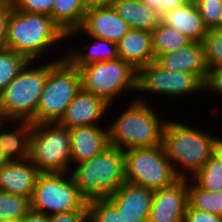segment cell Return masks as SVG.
Wrapping results in <instances>:
<instances>
[{"instance_id":"obj_1","label":"cell","mask_w":222,"mask_h":222,"mask_svg":"<svg viewBox=\"0 0 222 222\" xmlns=\"http://www.w3.org/2000/svg\"><path fill=\"white\" fill-rule=\"evenodd\" d=\"M189 126L191 125L168 119L163 132L166 156L181 179H188V175L192 178L212 157L218 136L215 137L200 127Z\"/></svg>"},{"instance_id":"obj_2","label":"cell","mask_w":222,"mask_h":222,"mask_svg":"<svg viewBox=\"0 0 222 222\" xmlns=\"http://www.w3.org/2000/svg\"><path fill=\"white\" fill-rule=\"evenodd\" d=\"M131 99L125 111L107 125L110 145L121 150L163 145V132L167 120L158 116L144 98ZM150 104V105H148Z\"/></svg>"},{"instance_id":"obj_3","label":"cell","mask_w":222,"mask_h":222,"mask_svg":"<svg viewBox=\"0 0 222 222\" xmlns=\"http://www.w3.org/2000/svg\"><path fill=\"white\" fill-rule=\"evenodd\" d=\"M66 39V34L51 16L12 9L7 48L23 55L28 61L40 60L42 55H48L50 48Z\"/></svg>"},{"instance_id":"obj_4","label":"cell","mask_w":222,"mask_h":222,"mask_svg":"<svg viewBox=\"0 0 222 222\" xmlns=\"http://www.w3.org/2000/svg\"><path fill=\"white\" fill-rule=\"evenodd\" d=\"M73 167L70 175L88 201L107 198L125 182L124 152L113 145Z\"/></svg>"},{"instance_id":"obj_5","label":"cell","mask_w":222,"mask_h":222,"mask_svg":"<svg viewBox=\"0 0 222 222\" xmlns=\"http://www.w3.org/2000/svg\"><path fill=\"white\" fill-rule=\"evenodd\" d=\"M45 63L32 68L34 61H28L0 93V120L34 123L48 75V62Z\"/></svg>"},{"instance_id":"obj_6","label":"cell","mask_w":222,"mask_h":222,"mask_svg":"<svg viewBox=\"0 0 222 222\" xmlns=\"http://www.w3.org/2000/svg\"><path fill=\"white\" fill-rule=\"evenodd\" d=\"M81 88L80 71L65 58V54L50 60L33 124L59 122Z\"/></svg>"},{"instance_id":"obj_7","label":"cell","mask_w":222,"mask_h":222,"mask_svg":"<svg viewBox=\"0 0 222 222\" xmlns=\"http://www.w3.org/2000/svg\"><path fill=\"white\" fill-rule=\"evenodd\" d=\"M78 69L82 89L102 98L111 107L123 92H137L138 70L119 57Z\"/></svg>"},{"instance_id":"obj_8","label":"cell","mask_w":222,"mask_h":222,"mask_svg":"<svg viewBox=\"0 0 222 222\" xmlns=\"http://www.w3.org/2000/svg\"><path fill=\"white\" fill-rule=\"evenodd\" d=\"M29 159L39 172H69L72 169L69 129L58 122L32 124Z\"/></svg>"},{"instance_id":"obj_9","label":"cell","mask_w":222,"mask_h":222,"mask_svg":"<svg viewBox=\"0 0 222 222\" xmlns=\"http://www.w3.org/2000/svg\"><path fill=\"white\" fill-rule=\"evenodd\" d=\"M30 202L32 210L49 216L87 210L88 200L81 194L70 172H40Z\"/></svg>"},{"instance_id":"obj_10","label":"cell","mask_w":222,"mask_h":222,"mask_svg":"<svg viewBox=\"0 0 222 222\" xmlns=\"http://www.w3.org/2000/svg\"><path fill=\"white\" fill-rule=\"evenodd\" d=\"M123 152L124 178L127 182L157 190L169 187L180 179L163 145L130 148Z\"/></svg>"},{"instance_id":"obj_11","label":"cell","mask_w":222,"mask_h":222,"mask_svg":"<svg viewBox=\"0 0 222 222\" xmlns=\"http://www.w3.org/2000/svg\"><path fill=\"white\" fill-rule=\"evenodd\" d=\"M204 92V82L194 74L165 70L154 61L138 70L137 92L182 98ZM151 93V94H150Z\"/></svg>"},{"instance_id":"obj_12","label":"cell","mask_w":222,"mask_h":222,"mask_svg":"<svg viewBox=\"0 0 222 222\" xmlns=\"http://www.w3.org/2000/svg\"><path fill=\"white\" fill-rule=\"evenodd\" d=\"M129 30L128 24L113 7H96L88 9L80 27L68 32L66 37L77 38L85 34L86 37L104 38L117 43Z\"/></svg>"},{"instance_id":"obj_13","label":"cell","mask_w":222,"mask_h":222,"mask_svg":"<svg viewBox=\"0 0 222 222\" xmlns=\"http://www.w3.org/2000/svg\"><path fill=\"white\" fill-rule=\"evenodd\" d=\"M154 190L125 181L107 199L121 214L122 222H148Z\"/></svg>"},{"instance_id":"obj_14","label":"cell","mask_w":222,"mask_h":222,"mask_svg":"<svg viewBox=\"0 0 222 222\" xmlns=\"http://www.w3.org/2000/svg\"><path fill=\"white\" fill-rule=\"evenodd\" d=\"M188 205L187 179L154 190L148 222H184Z\"/></svg>"},{"instance_id":"obj_15","label":"cell","mask_w":222,"mask_h":222,"mask_svg":"<svg viewBox=\"0 0 222 222\" xmlns=\"http://www.w3.org/2000/svg\"><path fill=\"white\" fill-rule=\"evenodd\" d=\"M109 107L110 105L102 98L81 88L58 123L68 129L79 126L100 125V122H104L101 118L106 117V112L111 111Z\"/></svg>"},{"instance_id":"obj_16","label":"cell","mask_w":222,"mask_h":222,"mask_svg":"<svg viewBox=\"0 0 222 222\" xmlns=\"http://www.w3.org/2000/svg\"><path fill=\"white\" fill-rule=\"evenodd\" d=\"M154 62L165 70L197 75L205 82L208 67L205 62L203 42L192 41L175 51L158 55Z\"/></svg>"},{"instance_id":"obj_17","label":"cell","mask_w":222,"mask_h":222,"mask_svg":"<svg viewBox=\"0 0 222 222\" xmlns=\"http://www.w3.org/2000/svg\"><path fill=\"white\" fill-rule=\"evenodd\" d=\"M103 126L101 124L69 128L72 167L93 158L110 146L108 128Z\"/></svg>"},{"instance_id":"obj_18","label":"cell","mask_w":222,"mask_h":222,"mask_svg":"<svg viewBox=\"0 0 222 222\" xmlns=\"http://www.w3.org/2000/svg\"><path fill=\"white\" fill-rule=\"evenodd\" d=\"M39 173L29 158L10 161L0 167V191L31 199Z\"/></svg>"},{"instance_id":"obj_19","label":"cell","mask_w":222,"mask_h":222,"mask_svg":"<svg viewBox=\"0 0 222 222\" xmlns=\"http://www.w3.org/2000/svg\"><path fill=\"white\" fill-rule=\"evenodd\" d=\"M118 57L139 70L155 60L152 33L147 30L130 29L117 42Z\"/></svg>"},{"instance_id":"obj_20","label":"cell","mask_w":222,"mask_h":222,"mask_svg":"<svg viewBox=\"0 0 222 222\" xmlns=\"http://www.w3.org/2000/svg\"><path fill=\"white\" fill-rule=\"evenodd\" d=\"M161 22L186 35L191 41L202 42L208 32L195 3H185L166 11L161 15Z\"/></svg>"},{"instance_id":"obj_21","label":"cell","mask_w":222,"mask_h":222,"mask_svg":"<svg viewBox=\"0 0 222 222\" xmlns=\"http://www.w3.org/2000/svg\"><path fill=\"white\" fill-rule=\"evenodd\" d=\"M10 122L14 125L11 132L8 129L1 130L5 129L8 126L6 124ZM31 129L30 121L0 120V148L10 161H23L29 158Z\"/></svg>"},{"instance_id":"obj_22","label":"cell","mask_w":222,"mask_h":222,"mask_svg":"<svg viewBox=\"0 0 222 222\" xmlns=\"http://www.w3.org/2000/svg\"><path fill=\"white\" fill-rule=\"evenodd\" d=\"M113 8L130 29L151 32L161 21V16L155 10L148 8L139 0H117Z\"/></svg>"},{"instance_id":"obj_23","label":"cell","mask_w":222,"mask_h":222,"mask_svg":"<svg viewBox=\"0 0 222 222\" xmlns=\"http://www.w3.org/2000/svg\"><path fill=\"white\" fill-rule=\"evenodd\" d=\"M91 38L93 39L91 41L93 44L84 46V49H88L87 51L77 50L76 46V50L70 47L71 51L65 53V58L73 66L79 68L84 65L118 58L117 43L104 38Z\"/></svg>"},{"instance_id":"obj_24","label":"cell","mask_w":222,"mask_h":222,"mask_svg":"<svg viewBox=\"0 0 222 222\" xmlns=\"http://www.w3.org/2000/svg\"><path fill=\"white\" fill-rule=\"evenodd\" d=\"M87 10V0H54L52 19L67 34L80 27Z\"/></svg>"},{"instance_id":"obj_25","label":"cell","mask_w":222,"mask_h":222,"mask_svg":"<svg viewBox=\"0 0 222 222\" xmlns=\"http://www.w3.org/2000/svg\"><path fill=\"white\" fill-rule=\"evenodd\" d=\"M151 33L155 58L161 54L175 52L192 42L186 35L161 21Z\"/></svg>"},{"instance_id":"obj_26","label":"cell","mask_w":222,"mask_h":222,"mask_svg":"<svg viewBox=\"0 0 222 222\" xmlns=\"http://www.w3.org/2000/svg\"><path fill=\"white\" fill-rule=\"evenodd\" d=\"M189 180L191 182H188ZM187 191L188 204L192 208L222 216V190L215 193L206 191L201 188L192 178H188Z\"/></svg>"},{"instance_id":"obj_27","label":"cell","mask_w":222,"mask_h":222,"mask_svg":"<svg viewBox=\"0 0 222 222\" xmlns=\"http://www.w3.org/2000/svg\"><path fill=\"white\" fill-rule=\"evenodd\" d=\"M30 210V198L0 191V221H20Z\"/></svg>"},{"instance_id":"obj_28","label":"cell","mask_w":222,"mask_h":222,"mask_svg":"<svg viewBox=\"0 0 222 222\" xmlns=\"http://www.w3.org/2000/svg\"><path fill=\"white\" fill-rule=\"evenodd\" d=\"M28 60L19 53L5 48L0 50V93L18 75Z\"/></svg>"},{"instance_id":"obj_29","label":"cell","mask_w":222,"mask_h":222,"mask_svg":"<svg viewBox=\"0 0 222 222\" xmlns=\"http://www.w3.org/2000/svg\"><path fill=\"white\" fill-rule=\"evenodd\" d=\"M192 179L204 190L218 192L222 190V166L212 156Z\"/></svg>"},{"instance_id":"obj_30","label":"cell","mask_w":222,"mask_h":222,"mask_svg":"<svg viewBox=\"0 0 222 222\" xmlns=\"http://www.w3.org/2000/svg\"><path fill=\"white\" fill-rule=\"evenodd\" d=\"M87 222H122L121 214L107 198L87 202Z\"/></svg>"},{"instance_id":"obj_31","label":"cell","mask_w":222,"mask_h":222,"mask_svg":"<svg viewBox=\"0 0 222 222\" xmlns=\"http://www.w3.org/2000/svg\"><path fill=\"white\" fill-rule=\"evenodd\" d=\"M208 69L222 66V29H210L203 39Z\"/></svg>"},{"instance_id":"obj_32","label":"cell","mask_w":222,"mask_h":222,"mask_svg":"<svg viewBox=\"0 0 222 222\" xmlns=\"http://www.w3.org/2000/svg\"><path fill=\"white\" fill-rule=\"evenodd\" d=\"M195 4L208 30L219 29L222 0H197Z\"/></svg>"},{"instance_id":"obj_33","label":"cell","mask_w":222,"mask_h":222,"mask_svg":"<svg viewBox=\"0 0 222 222\" xmlns=\"http://www.w3.org/2000/svg\"><path fill=\"white\" fill-rule=\"evenodd\" d=\"M54 0H10L13 9L52 17Z\"/></svg>"},{"instance_id":"obj_34","label":"cell","mask_w":222,"mask_h":222,"mask_svg":"<svg viewBox=\"0 0 222 222\" xmlns=\"http://www.w3.org/2000/svg\"><path fill=\"white\" fill-rule=\"evenodd\" d=\"M12 9L10 1L0 0V50L7 48L8 23Z\"/></svg>"},{"instance_id":"obj_35","label":"cell","mask_w":222,"mask_h":222,"mask_svg":"<svg viewBox=\"0 0 222 222\" xmlns=\"http://www.w3.org/2000/svg\"><path fill=\"white\" fill-rule=\"evenodd\" d=\"M207 91L222 97V66L212 67L208 70L204 82V93Z\"/></svg>"},{"instance_id":"obj_36","label":"cell","mask_w":222,"mask_h":222,"mask_svg":"<svg viewBox=\"0 0 222 222\" xmlns=\"http://www.w3.org/2000/svg\"><path fill=\"white\" fill-rule=\"evenodd\" d=\"M184 222H222V216L192 208L188 204Z\"/></svg>"},{"instance_id":"obj_37","label":"cell","mask_w":222,"mask_h":222,"mask_svg":"<svg viewBox=\"0 0 222 222\" xmlns=\"http://www.w3.org/2000/svg\"><path fill=\"white\" fill-rule=\"evenodd\" d=\"M148 8L155 10L160 16L166 11L181 7L185 3V0H139Z\"/></svg>"},{"instance_id":"obj_38","label":"cell","mask_w":222,"mask_h":222,"mask_svg":"<svg viewBox=\"0 0 222 222\" xmlns=\"http://www.w3.org/2000/svg\"><path fill=\"white\" fill-rule=\"evenodd\" d=\"M48 222H87V210L55 213L48 216Z\"/></svg>"},{"instance_id":"obj_39","label":"cell","mask_w":222,"mask_h":222,"mask_svg":"<svg viewBox=\"0 0 222 222\" xmlns=\"http://www.w3.org/2000/svg\"><path fill=\"white\" fill-rule=\"evenodd\" d=\"M20 222H48V216L31 209Z\"/></svg>"},{"instance_id":"obj_40","label":"cell","mask_w":222,"mask_h":222,"mask_svg":"<svg viewBox=\"0 0 222 222\" xmlns=\"http://www.w3.org/2000/svg\"><path fill=\"white\" fill-rule=\"evenodd\" d=\"M117 0H87L88 9L96 7H113Z\"/></svg>"},{"instance_id":"obj_41","label":"cell","mask_w":222,"mask_h":222,"mask_svg":"<svg viewBox=\"0 0 222 222\" xmlns=\"http://www.w3.org/2000/svg\"><path fill=\"white\" fill-rule=\"evenodd\" d=\"M220 136L216 139L213 147V157L221 164L222 166V139Z\"/></svg>"},{"instance_id":"obj_42","label":"cell","mask_w":222,"mask_h":222,"mask_svg":"<svg viewBox=\"0 0 222 222\" xmlns=\"http://www.w3.org/2000/svg\"><path fill=\"white\" fill-rule=\"evenodd\" d=\"M10 160L3 154L1 148H0V167H2L3 165L9 163Z\"/></svg>"},{"instance_id":"obj_43","label":"cell","mask_w":222,"mask_h":222,"mask_svg":"<svg viewBox=\"0 0 222 222\" xmlns=\"http://www.w3.org/2000/svg\"><path fill=\"white\" fill-rule=\"evenodd\" d=\"M0 222H20V221L4 219V220H1Z\"/></svg>"},{"instance_id":"obj_44","label":"cell","mask_w":222,"mask_h":222,"mask_svg":"<svg viewBox=\"0 0 222 222\" xmlns=\"http://www.w3.org/2000/svg\"><path fill=\"white\" fill-rule=\"evenodd\" d=\"M219 29H222V13H221V17H220Z\"/></svg>"},{"instance_id":"obj_45","label":"cell","mask_w":222,"mask_h":222,"mask_svg":"<svg viewBox=\"0 0 222 222\" xmlns=\"http://www.w3.org/2000/svg\"><path fill=\"white\" fill-rule=\"evenodd\" d=\"M187 3H195L197 0H185Z\"/></svg>"}]
</instances>
